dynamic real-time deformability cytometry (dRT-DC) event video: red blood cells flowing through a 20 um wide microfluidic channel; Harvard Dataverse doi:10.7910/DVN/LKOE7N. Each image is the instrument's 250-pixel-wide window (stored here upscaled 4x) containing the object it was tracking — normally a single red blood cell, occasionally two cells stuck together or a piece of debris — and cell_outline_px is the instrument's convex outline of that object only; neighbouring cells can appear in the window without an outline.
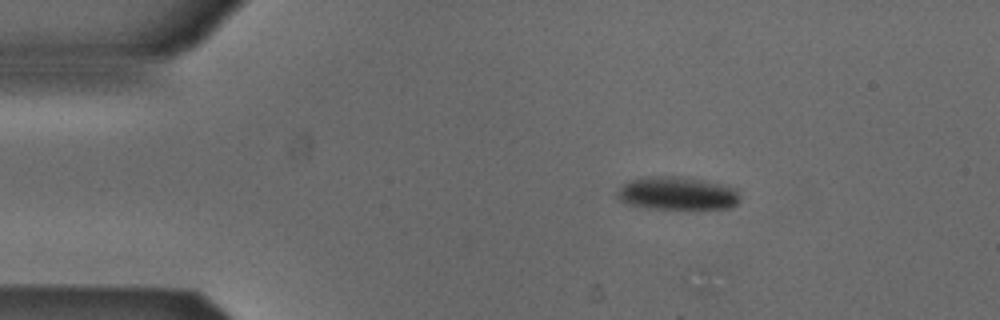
{"species": "Egyptian fruit bat (a non-hibernating species)", "species_latin": "Rousettus aegyptiacus", "temperature_condition": "cold", "stored_images_in_passage": 46, "camera_frame_rate_fps": 3000, "um_per_image_px": 0.085, "animal": {"sex": "male"}, "frame": {"image": 1, "passage_image": 1, "time_ms": 0.0, "image_size_px": [1000, 320], "cell_outline_px": [[740, 200], [736, 204], [728, 208], [648, 208], [628, 204], [620, 200], [616, 196], [616, 192], [628, 180], [644, 176], [680, 176], [704, 180], [724, 184], [736, 188]], "centroid_in_image_um": [57.55, 16.41], "position_along_channel_um": 27.5, "area_um2": 23.76}}
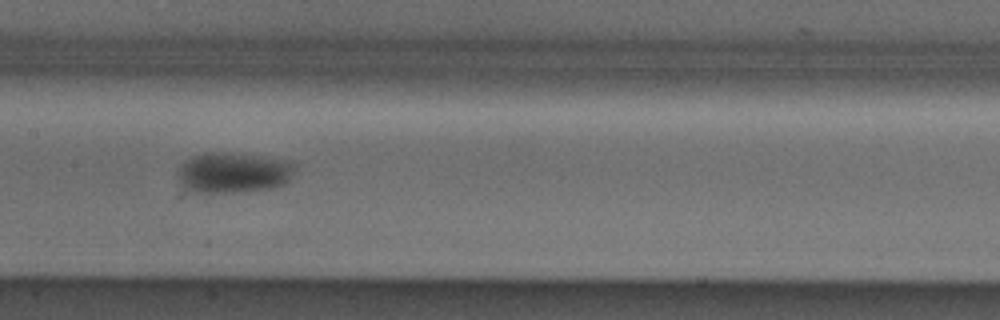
{"frame": {"image": 2, "passage_image": 18, "time_ms": 5.667, "image_size_px": [1000, 320], "cell_outline_px": [[296, 164], [288, 180], [284, 184], [272, 188], [232, 192], [196, 192], [184, 188], [176, 180], [176, 172], [180, 164], [184, 160], [192, 156], [208, 152], [220, 152], [292, 160]], "centroid_in_image_um": [19.77, 14.67], "position_along_channel_um": 187.6, "area_um2": 27.8}}
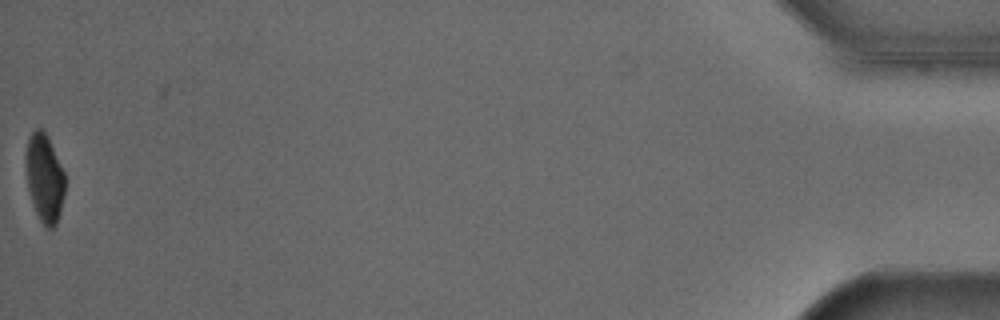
{"frame": {"image": 3, "passage_image": 45, "time_ms": 14.667, "image_size_px": [1000, 320], "cell_outline_px": [[64, 192], [60, 212], [56, 224], [52, 228], [48, 228], [40, 220], [36, 212], [28, 188], [28, 136], [36, 128], [40, 128], [48, 136], [64, 172]], "centroid_in_image_um": [3.82, 15.13], "position_along_channel_um": 431.4, "area_um2": 19.25}, "authors_computed_cell_mechanics": {"area_um2": 25.2008, "velocity_mm_per_s": 3.8726, "shape_relaxation_time_tau1_ms": 2.3148, "shape_relaxation_time_tau2_ms": null, "deformation_change_tau1": 0.1033, "deformation_change_tau2": null}}